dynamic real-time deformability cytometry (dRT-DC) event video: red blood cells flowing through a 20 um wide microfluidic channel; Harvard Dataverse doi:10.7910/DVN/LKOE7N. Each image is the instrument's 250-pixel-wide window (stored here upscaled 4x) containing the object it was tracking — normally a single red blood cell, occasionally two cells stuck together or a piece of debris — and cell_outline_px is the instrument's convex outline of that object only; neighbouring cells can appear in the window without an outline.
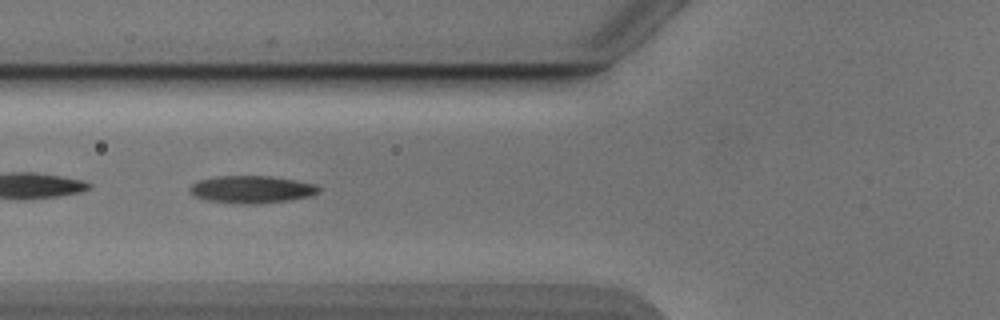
{"species": "Egyptian fruit bat (a non-hibernating species)", "species_latin": "Rousettus aegyptiacus", "temperature_condition": "cold", "stored_images_in_passage": 40, "segment_of_instrument_passage": [1, 2], "camera_frame_rate_fps": 3000, "um_per_image_px": 0.085, "animal": {"sex": "male"}, "frame": {"image": 1, "passage_image": 6, "time_ms": 1.667, "image_size_px": [1000, 320], "cell_outline_px": [[320, 192], [312, 196], [292, 200], [260, 204], [240, 204], [208, 200], [196, 196], [188, 192], [188, 188], [192, 184], [200, 180], [216, 176], [272, 176], [296, 180], [316, 184], [320, 188]], "centroid_in_image_um": [21.44, 16.1], "position_along_channel_um": 104.4, "area_um2": 20.87}}
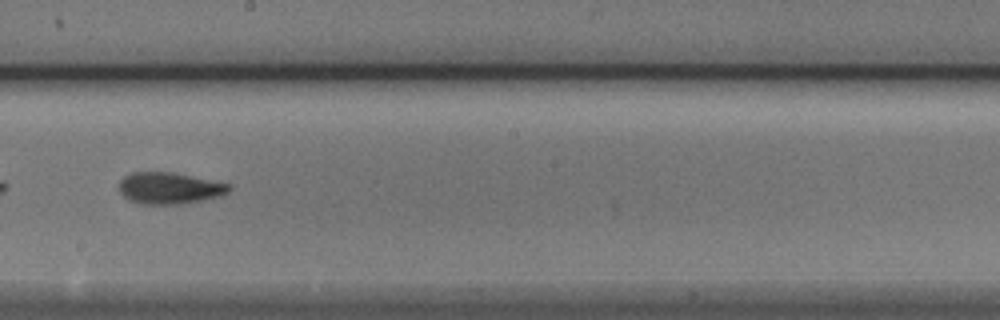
{"frame": {"image": 2, "passage_image": 16, "time_ms": 5.0, "image_size_px": [1000, 320], "cell_outline_px": [[232, 188], [228, 192], [220, 196], [204, 200], [180, 204], [140, 204], [128, 200], [120, 192], [120, 180], [124, 176], [132, 172], [172, 172], [232, 184]], "centroid_in_image_um": [14.42, 15.99], "position_along_channel_um": 233.8, "area_um2": 20.35}}
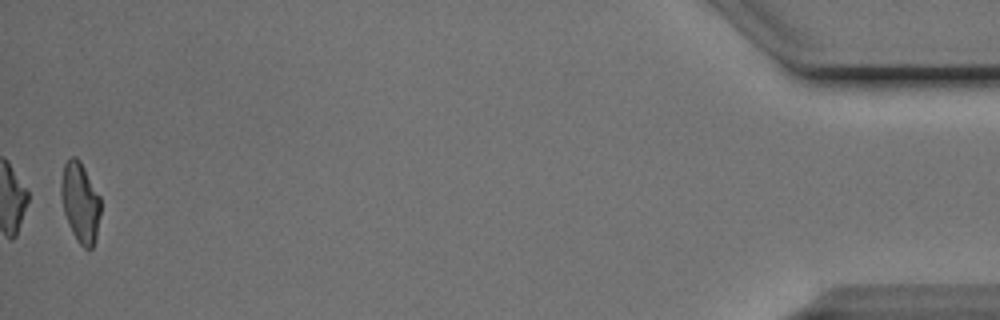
{"frame": {"image": 3, "passage_image": 38, "time_ms": 12.333, "image_size_px": [1000, 320], "cell_outline_px": [[100, 216], [96, 240], [92, 248], [84, 248], [80, 244], [72, 232], [68, 224], [64, 212], [60, 196], [60, 184], [64, 164], [72, 156], [76, 156], [80, 160], [100, 196]], "centroid_in_image_um": [6.82, 17.2], "position_along_channel_um": 428.4, "area_um2": 18.55}}